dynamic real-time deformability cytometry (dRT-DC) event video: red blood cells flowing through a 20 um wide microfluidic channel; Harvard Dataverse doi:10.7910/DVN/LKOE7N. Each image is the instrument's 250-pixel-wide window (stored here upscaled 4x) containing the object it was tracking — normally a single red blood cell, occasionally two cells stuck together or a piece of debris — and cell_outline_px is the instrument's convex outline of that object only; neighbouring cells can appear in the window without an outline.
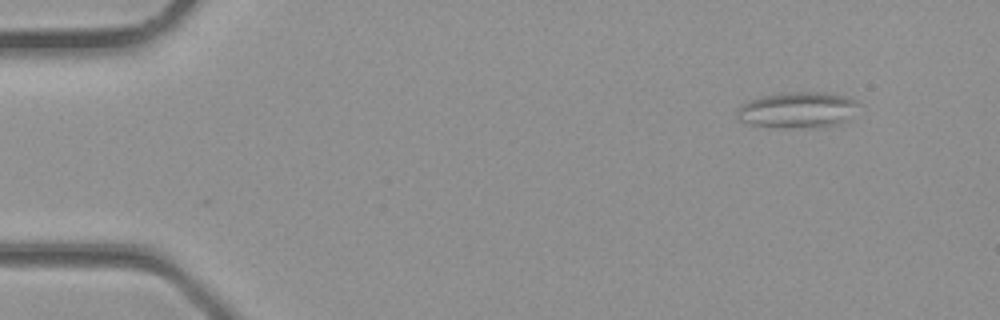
{"species": "common noctule bat (a hibernating species)", "species_latin": "Nyctalus noctula", "temperature_condition": "room temperature", "stored_images_in_passage": 4, "camera_frame_rate_fps": 3000, "um_per_image_px": 0.085, "animal": {"sex": "male", "body_mass_g": 23.1, "forearm_length_mm": 52.7}, "frame": {"image": 1, "passage_image": 4, "time_ms": 1.0, "image_size_px": [1000, 320], "cell_outline_px": [[860, 104], [844, 120], [836, 124], [812, 128], [780, 128], [748, 124], [736, 120], [736, 108], [760, 96], [780, 92], [828, 92], [848, 96], [856, 100]], "centroid_in_image_um": [67.74, 9.34], "position_along_channel_um": 17.3, "area_um2": 25.78}}